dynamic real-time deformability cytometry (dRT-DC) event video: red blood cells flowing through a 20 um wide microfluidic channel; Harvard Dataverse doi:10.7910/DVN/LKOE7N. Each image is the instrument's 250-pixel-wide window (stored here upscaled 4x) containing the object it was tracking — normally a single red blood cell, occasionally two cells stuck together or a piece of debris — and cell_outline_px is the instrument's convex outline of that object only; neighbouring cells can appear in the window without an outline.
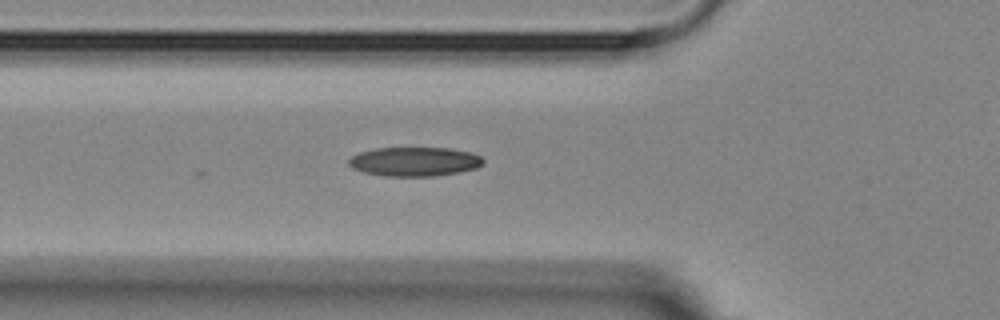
{"species": "Egyptian fruit bat (a non-hibernating species)", "species_latin": "Rousettus aegyptiacus", "temperature_condition": "room temperature", "stored_images_in_passage": 3, "segment_of_instrument_passage": [1, 2], "camera_frame_rate_fps": 3000, "um_per_image_px": 0.085, "animal": {"sex": "female"}, "frame": {"image": 1, "passage_image": 2, "time_ms": 1.333, "image_size_px": [1000, 320], "cell_outline_px": [[484, 164], [476, 168], [456, 172], [432, 176], [384, 176], [364, 172], [352, 168], [348, 164], [348, 160], [352, 156], [360, 152], [376, 148], [452, 148], [468, 152], [480, 156], [484, 160]], "centroid_in_image_um": [35.22, 13.73], "position_along_channel_um": 90.6, "area_um2": 22.72}}